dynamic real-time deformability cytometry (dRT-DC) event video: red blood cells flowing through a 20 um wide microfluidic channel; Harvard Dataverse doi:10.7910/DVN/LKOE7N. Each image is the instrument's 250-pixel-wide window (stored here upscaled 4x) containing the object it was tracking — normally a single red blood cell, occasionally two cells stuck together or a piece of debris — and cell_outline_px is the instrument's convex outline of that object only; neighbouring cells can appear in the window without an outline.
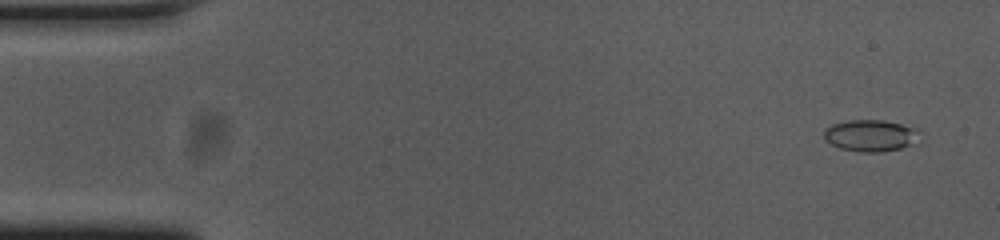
{"species": "common noctule bat (a hibernating species)", "species_latin": "Nyctalus noctula", "temperature_condition": "cold", "stored_images_in_passage": 55, "camera_frame_rate_fps": 3000, "um_per_image_px": 0.085, "animal": {"sex": "female", "body_mass_g": 23.0, "forearm_length_mm": 53.4}, "frame": {"image": 1, "passage_image": 3, "time_ms": 0.667, "image_size_px": [1000, 240], "cell_outline_px": [[924, 144], [880, 152], [860, 152], [840, 148], [824, 140], [824, 128], [832, 124], [848, 120], [884, 120], [920, 128], [924, 132]], "centroid_in_image_um": [74.19, 11.53], "position_along_channel_um": 10.8, "area_um2": 18.73}}
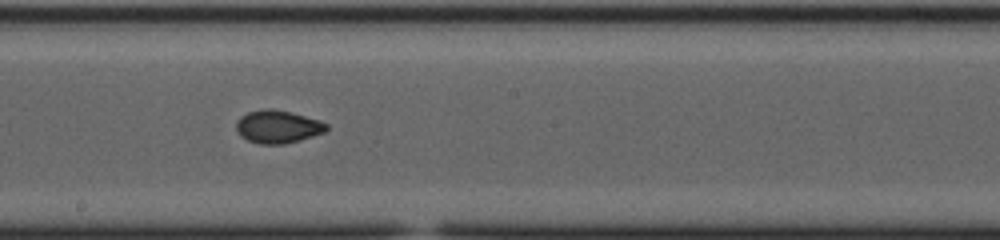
{"frame": {"image": 2, "passage_image": 30, "time_ms": 9.667, "image_size_px": [1000, 240], "cell_outline_px": [[328, 128], [324, 132], [300, 140], [284, 144], [260, 144], [248, 140], [240, 136], [236, 128], [236, 120], [240, 116], [248, 112], [264, 108], [272, 108], [292, 112], [320, 120], [328, 124]], "centroid_in_image_um": [23.6, 10.75], "position_along_channel_um": 224.6, "area_um2": 17.46}}
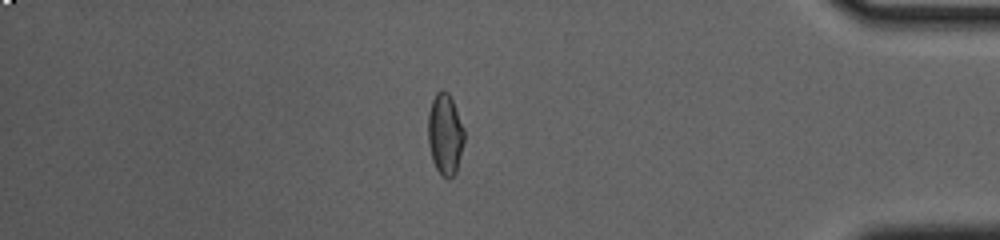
{"frame": {"image": 3, "passage_image": 47, "time_ms": 15.333, "image_size_px": [1000, 240], "cell_outline_px": [[464, 140], [456, 172], [452, 176], [444, 176], [436, 168], [432, 160], [428, 144], [428, 112], [432, 100], [436, 92], [440, 88], [448, 92], [452, 100], [464, 128]], "centroid_in_image_um": [37.81, 11.35], "position_along_channel_um": 397.4, "area_um2": 16.99}, "authors_computed_cell_mechanics": {"area_um2": 16.9932, "velocity_mm_per_s": 3.706, "shape_relaxation_time_tau1_ms": null, "shape_relaxation_time_tau2_ms": 1.446, "deformation_change_tau1": null, "deformation_change_tau2": 0.0528}}